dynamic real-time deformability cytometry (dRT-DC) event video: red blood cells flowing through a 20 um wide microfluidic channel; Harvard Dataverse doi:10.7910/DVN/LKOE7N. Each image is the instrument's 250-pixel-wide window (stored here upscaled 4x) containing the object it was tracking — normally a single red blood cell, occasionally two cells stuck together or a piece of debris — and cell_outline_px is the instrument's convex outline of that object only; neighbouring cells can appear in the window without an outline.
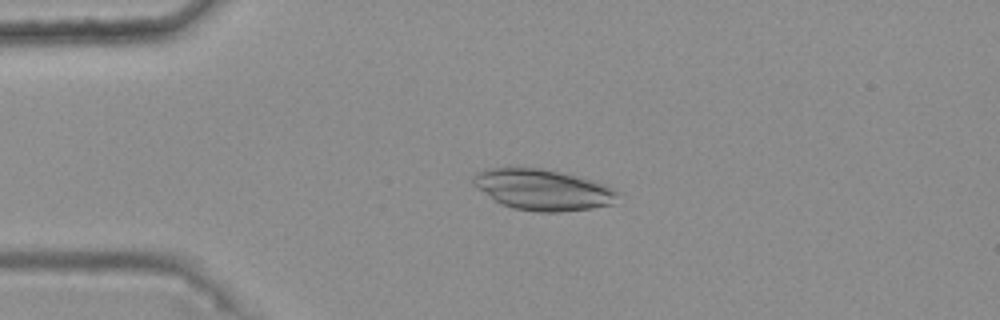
{"species": "common noctule bat (a hibernating species)", "species_latin": "Nyctalus noctula", "temperature_condition": "warm", "stored_images_in_passage": 35, "camera_frame_rate_fps": 3000, "um_per_image_px": 0.085, "animal": {"sex": "female", "body_mass_g": 25.1}, "frame": {"image": 1, "passage_image": 1, "time_ms": 0.0, "image_size_px": [1000, 320], "cell_outline_px": [[620, 192], [616, 204], [592, 208], [560, 212], [536, 212], [512, 208], [496, 200], [476, 188], [472, 184], [472, 176], [476, 172], [484, 168], [508, 164], [540, 168], [560, 172], [576, 176], [604, 184]], "centroid_in_image_um": [46.08, 16.09], "position_along_channel_um": 38.9, "area_um2": 35.32}}
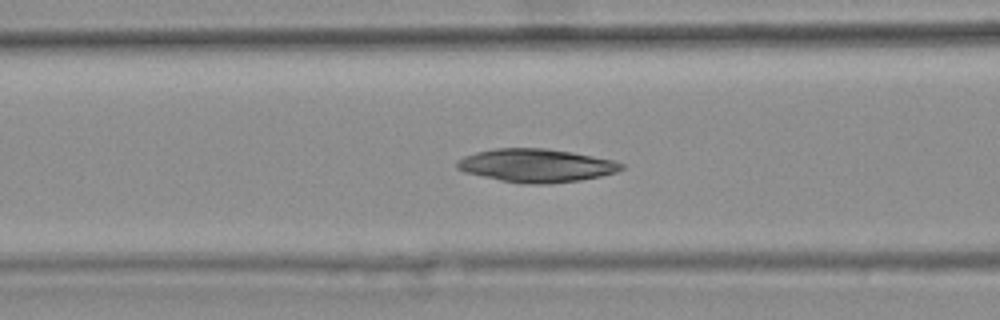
{"frame": {"image": 2, "passage_image": 10, "time_ms": 3.0, "image_size_px": [1000, 320], "cell_outline_px": [[624, 168], [616, 172], [600, 176], [580, 180], [552, 184], [524, 184], [500, 180], [464, 172], [456, 168], [456, 160], [464, 156], [476, 152], [496, 148], [544, 148], [572, 152], [612, 160], [624, 164]], "centroid_in_image_um": [45.55, 14.07], "position_along_channel_um": 121.0, "area_um2": 31.91}}
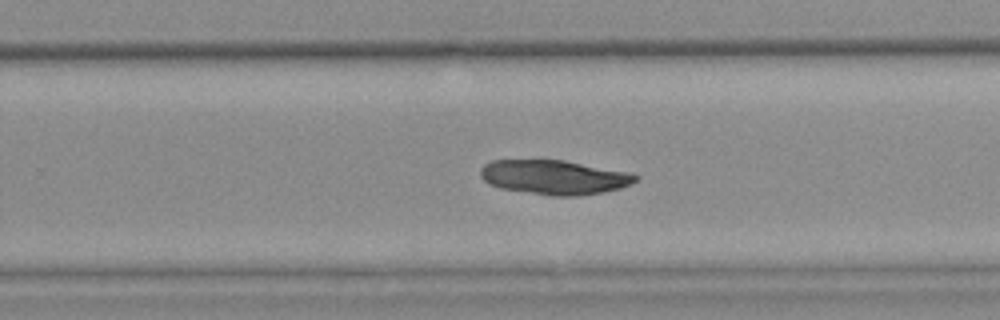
{"frame": {"image": 3, "passage_image": 23, "time_ms": 7.333, "image_size_px": [1000, 320], "cell_outline_px": [[640, 176], [632, 184], [620, 188], [580, 196], [552, 196], [500, 188], [488, 184], [480, 176], [480, 168], [484, 164], [492, 160], [564, 160], [632, 172]], "centroid_in_image_um": [47.13, 15.06], "position_along_channel_um": 282.7, "area_um2": 31.33}}